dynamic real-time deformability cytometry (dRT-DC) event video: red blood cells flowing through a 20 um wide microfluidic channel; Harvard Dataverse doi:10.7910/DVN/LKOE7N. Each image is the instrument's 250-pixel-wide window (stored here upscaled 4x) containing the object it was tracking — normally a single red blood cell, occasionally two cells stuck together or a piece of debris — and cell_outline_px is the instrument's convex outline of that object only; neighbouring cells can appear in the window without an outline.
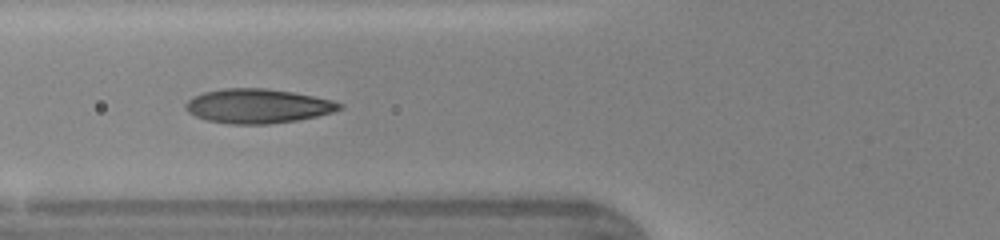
{"species": "human", "species_latin": "Homo sapiens", "temperature_condition": "warm", "stored_images_in_passage": 34, "camera_frame_rate_fps": 3000, "um_per_image_px": 0.085, "donor": {"sex": "female"}, "frame": {"image": 1, "passage_image": 6, "time_ms": 1.667, "image_size_px": [1000, 240], "cell_outline_px": [[344, 108], [332, 112], [316, 116], [296, 120], [268, 124], [228, 124], [208, 120], [196, 116], [188, 112], [184, 108], [184, 104], [192, 96], [204, 92], [224, 88], [264, 88], [292, 92], [332, 100], [344, 104]], "centroid_in_image_um": [21.89, 9.01], "position_along_channel_um": 103.9, "area_um2": 30.75}}
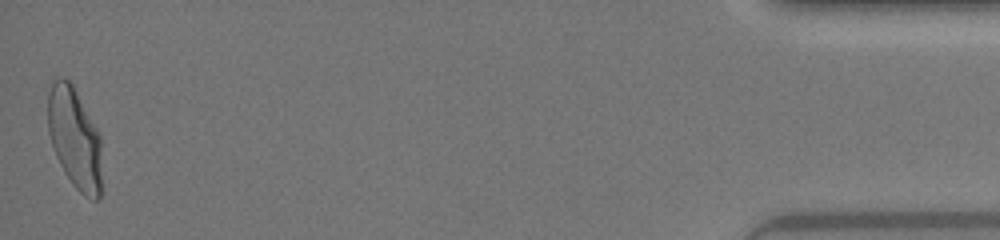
{"frame": {"image": 2, "passage_image": 34, "time_ms": 11.0, "image_size_px": [1000, 240], "cell_outline_px": [[100, 196], [96, 200], [92, 200], [84, 196], [72, 184], [64, 172], [56, 156], [48, 132], [48, 92], [52, 80], [56, 76], [60, 76], [68, 80], [72, 84], [96, 128], [100, 136]], "centroid_in_image_um": [6.31, 11.73], "position_along_channel_um": 428.9, "area_um2": 31.5}, "authors_computed_cell_mechanics": {"area_um2": 30.056, "velocity_mm_per_s": 4.3581, "shape_relaxation_time_tau1_ms": 3.4796, "shape_relaxation_time_tau2_ms": null, "deformation_change_tau1": 0.1903, "deformation_change_tau2": null}}